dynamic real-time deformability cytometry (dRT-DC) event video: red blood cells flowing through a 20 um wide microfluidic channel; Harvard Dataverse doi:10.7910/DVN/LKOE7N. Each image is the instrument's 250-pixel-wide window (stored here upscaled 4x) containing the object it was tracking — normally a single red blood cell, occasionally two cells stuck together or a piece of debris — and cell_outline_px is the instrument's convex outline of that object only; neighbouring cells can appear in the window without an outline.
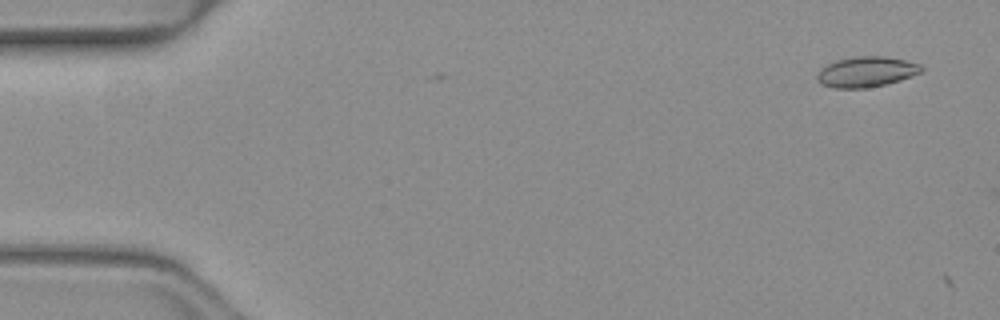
{"species": "common noctule bat (a hibernating species)", "species_latin": "Nyctalus noctula", "temperature_condition": "warm", "stored_images_in_passage": 3, "camera_frame_rate_fps": 3000, "um_per_image_px": 0.085, "animal": {"sex": "female", "body_mass_g": 19.3, "forearm_length_mm": 54.1}, "frame": {"image": 1, "passage_image": 1, "time_ms": 0.0, "image_size_px": [1000, 320], "cell_outline_px": [[924, 68], [920, 72], [912, 76], [900, 80], [884, 84], [864, 88], [836, 88], [820, 84], [816, 80], [816, 76], [828, 64], [836, 60], [856, 56], [884, 56], [904, 60], [920, 64]], "centroid_in_image_um": [73.64, 6.1], "position_along_channel_um": 11.4, "area_um2": 18.26}}